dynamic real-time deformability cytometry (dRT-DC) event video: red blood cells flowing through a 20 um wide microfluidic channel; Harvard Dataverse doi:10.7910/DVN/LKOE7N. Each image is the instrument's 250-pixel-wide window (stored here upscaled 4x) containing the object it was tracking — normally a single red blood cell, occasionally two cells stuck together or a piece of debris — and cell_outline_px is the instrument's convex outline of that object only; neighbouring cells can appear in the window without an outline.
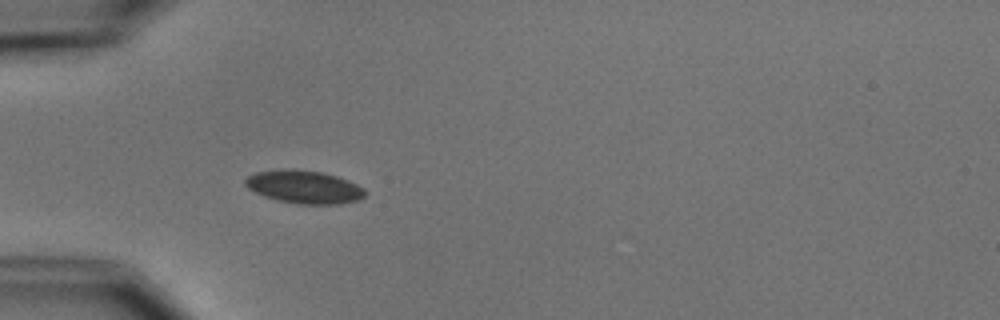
{"species": "common noctule bat (a hibernating species)", "species_latin": "Nyctalus noctula", "temperature_condition": "cold", "stored_images_in_passage": 4, "camera_frame_rate_fps": 3000, "um_per_image_px": 0.085, "animal": {"sex": "male", "body_mass_g": 15.6}, "frame": {"image": 1, "passage_image": 4, "time_ms": 4.333, "image_size_px": [1000, 320], "cell_outline_px": [[364, 196], [356, 200], [340, 204], [300, 204], [280, 200], [264, 196], [248, 188], [244, 184], [244, 180], [248, 176], [256, 172], [284, 168], [292, 168], [320, 172], [336, 176], [348, 180], [364, 188]], "centroid_in_image_um": [25.82, 15.87], "position_along_channel_um": 59.2, "area_um2": 22.89}}